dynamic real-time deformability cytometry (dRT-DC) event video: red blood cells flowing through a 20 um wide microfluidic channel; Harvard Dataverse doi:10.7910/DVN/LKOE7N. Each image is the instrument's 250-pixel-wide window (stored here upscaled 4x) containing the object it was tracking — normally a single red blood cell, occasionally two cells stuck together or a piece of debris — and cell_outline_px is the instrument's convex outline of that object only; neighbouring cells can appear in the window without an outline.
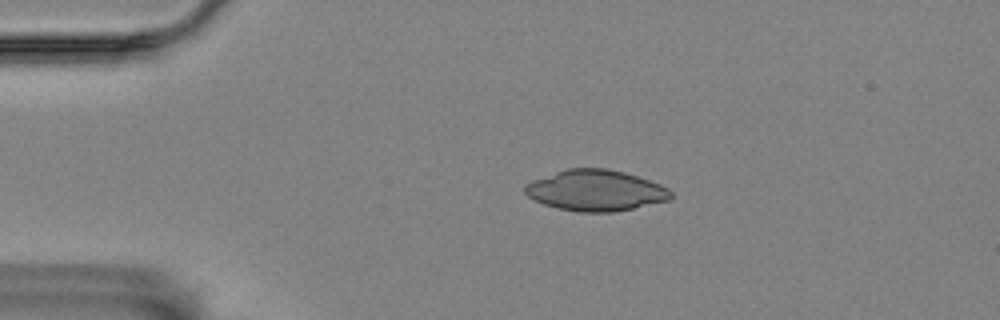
{"species": "Egyptian fruit bat (a non-hibernating species)", "species_latin": "Rousettus aegyptiacus", "temperature_condition": "room temperature", "stored_images_in_passage": 4, "camera_frame_rate_fps": 3000, "um_per_image_px": 0.085, "animal": {"sex": "female"}, "frame": {"image": 1, "passage_image": 3, "time_ms": 0.667, "image_size_px": [1000, 320], "cell_outline_px": [[672, 196], [668, 200], [632, 208], [612, 212], [580, 212], [556, 208], [544, 204], [528, 196], [524, 192], [524, 184], [532, 180], [568, 168], [608, 168], [624, 172], [660, 184], [668, 188], [672, 192]], "centroid_in_image_um": [50.6, 16.18], "position_along_channel_um": 34.4, "area_um2": 34.62}}